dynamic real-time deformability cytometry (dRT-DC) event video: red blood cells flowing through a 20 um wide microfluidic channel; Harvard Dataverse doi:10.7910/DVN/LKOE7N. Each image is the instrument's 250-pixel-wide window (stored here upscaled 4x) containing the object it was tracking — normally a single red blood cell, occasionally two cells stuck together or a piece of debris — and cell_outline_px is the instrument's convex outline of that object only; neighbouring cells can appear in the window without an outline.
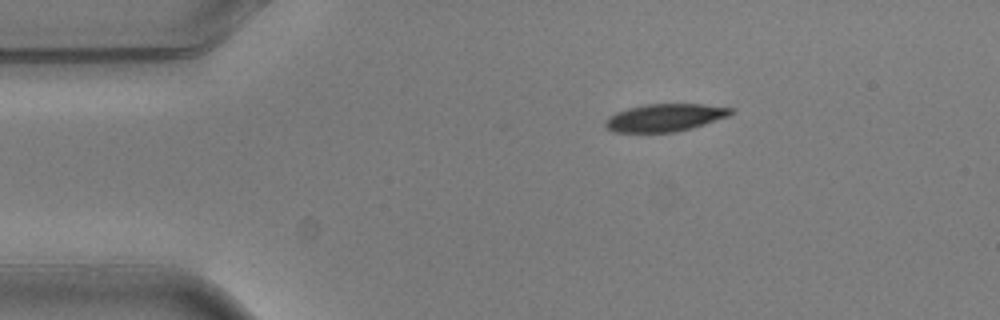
{"species": "common noctule bat (a hibernating species)", "species_latin": "Nyctalus noctula", "temperature_condition": "warm", "stored_images_in_passage": 5, "segment_of_instrument_passage": [2, 2], "camera_frame_rate_fps": 3000, "um_per_image_px": 0.085, "animal": {"sex": "male", "body_mass_g": 20.5, "forearm_length_mm": 52.5}, "frame": {"image": 1, "passage_image": 5, "time_ms": 1.333, "image_size_px": [1000, 320], "cell_outline_px": [[736, 112], [728, 116], [692, 128], [676, 132], [616, 132], [608, 128], [604, 124], [604, 120], [608, 116], [616, 112], [628, 108], [644, 104], [704, 104], [736, 108]], "centroid_in_image_um": [56.55, 9.98], "position_along_channel_um": 28.5, "area_um2": 20.35}}